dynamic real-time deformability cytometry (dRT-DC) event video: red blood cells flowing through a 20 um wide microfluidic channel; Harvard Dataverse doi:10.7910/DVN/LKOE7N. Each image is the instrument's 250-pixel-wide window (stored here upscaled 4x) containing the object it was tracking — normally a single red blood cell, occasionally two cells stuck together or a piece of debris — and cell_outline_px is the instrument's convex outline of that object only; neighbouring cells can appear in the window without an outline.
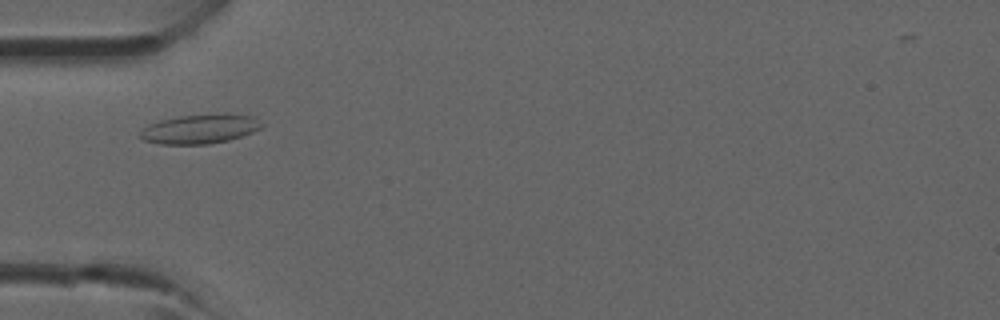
{"species": "common noctule bat (a hibernating species)", "species_latin": "Nyctalus noctula", "temperature_condition": "room temperature", "stored_images_in_passage": 1, "camera_frame_rate_fps": 3000, "um_per_image_px": 0.085, "animal": {"sex": "male", "forearm_length_mm": 52.5}, "frame": {"image": 1, "passage_image": 1, "time_ms": 0.0, "image_size_px": [1000, 320], "cell_outline_px": [[264, 124], [260, 128], [252, 132], [228, 140], [208, 144], [160, 144], [144, 140], [136, 136], [148, 124], [160, 120], [180, 116], [216, 112], [224, 112], [256, 116]], "centroid_in_image_um": [17.02, 10.93], "position_along_channel_um": 68.0, "area_um2": 21.27}}